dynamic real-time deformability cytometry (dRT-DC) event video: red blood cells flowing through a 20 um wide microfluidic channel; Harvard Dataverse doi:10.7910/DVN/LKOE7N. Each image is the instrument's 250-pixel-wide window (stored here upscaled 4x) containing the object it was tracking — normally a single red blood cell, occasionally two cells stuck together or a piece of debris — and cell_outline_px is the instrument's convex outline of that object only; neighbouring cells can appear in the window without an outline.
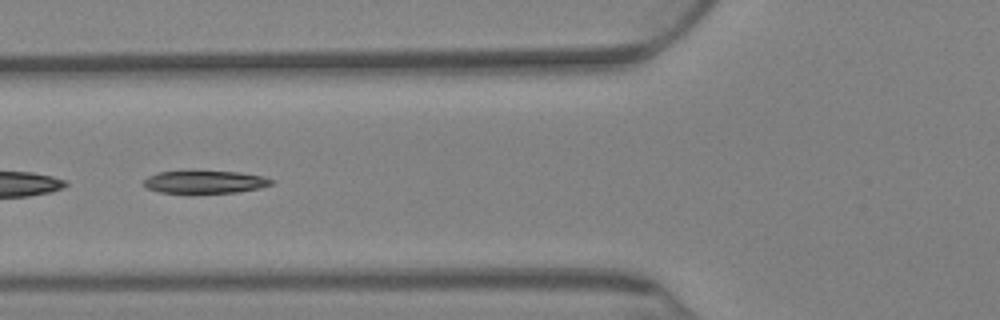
{"species": "Egyptian fruit bat (a non-hibernating species)", "species_latin": "Rousettus aegyptiacus", "temperature_condition": "warm", "stored_images_in_passage": 18, "camera_frame_rate_fps": 3000, "um_per_image_px": 0.085, "animal": {"sex": "female"}, "frame": {"image": 1, "passage_image": 6, "time_ms": 1.667, "image_size_px": [1000, 320], "cell_outline_px": [[276, 180], [272, 184], [260, 188], [236, 192], [160, 192], [148, 188], [144, 184], [144, 180], [148, 176], [156, 172], [240, 172], [264, 176]], "centroid_in_image_um": [17.48, 15.46], "position_along_channel_um": 108.3, "area_um2": 16.42}}